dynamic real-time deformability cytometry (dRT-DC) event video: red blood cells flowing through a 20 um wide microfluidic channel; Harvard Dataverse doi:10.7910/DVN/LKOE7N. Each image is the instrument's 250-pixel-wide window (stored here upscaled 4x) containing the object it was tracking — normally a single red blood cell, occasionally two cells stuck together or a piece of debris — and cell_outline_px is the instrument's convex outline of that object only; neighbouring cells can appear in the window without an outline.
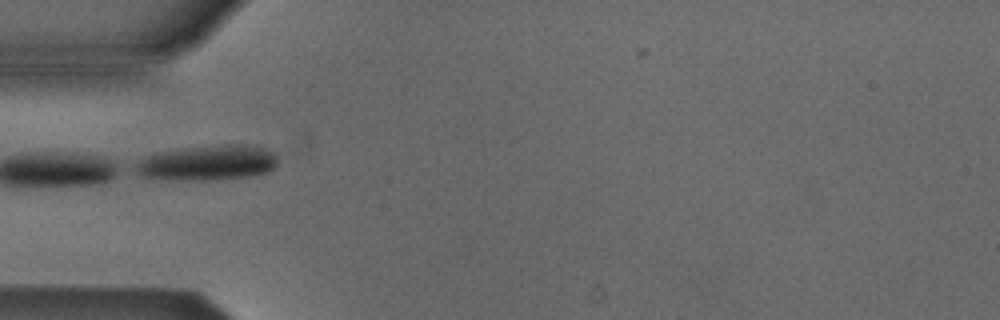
{"species": "Egyptian fruit bat (a non-hibernating species)", "species_latin": "Rousettus aegyptiacus", "temperature_condition": "cold", "stored_images_in_passage": 2, "camera_frame_rate_fps": 3000, "um_per_image_px": 0.085, "animal": {"sex": "male"}, "frame": {"image": 1, "passage_image": 2, "time_ms": 1.0, "image_size_px": [1000, 320], "cell_outline_px": [[276, 164], [268, 172], [248, 176], [204, 180], [180, 180], [140, 176], [132, 172], [128, 168], [140, 160], [156, 152], [184, 148], [224, 144], [240, 144], [264, 148], [276, 152]], "centroid_in_image_um": [17.57, 13.83], "position_along_channel_um": 67.4, "area_um2": 29.3}}